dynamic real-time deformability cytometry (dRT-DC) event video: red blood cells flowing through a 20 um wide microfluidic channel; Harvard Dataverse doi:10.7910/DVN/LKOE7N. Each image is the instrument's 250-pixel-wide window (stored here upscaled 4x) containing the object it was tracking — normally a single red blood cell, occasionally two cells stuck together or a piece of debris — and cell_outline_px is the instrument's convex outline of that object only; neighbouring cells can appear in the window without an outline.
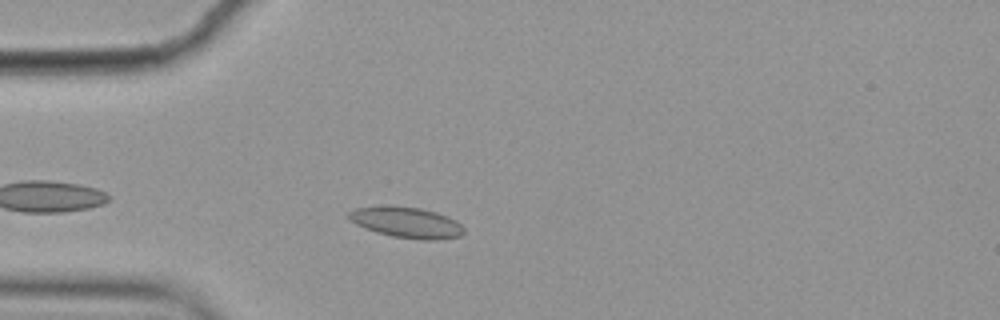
{"species": "common noctule bat (a hibernating species)", "species_latin": "Nyctalus noctula", "temperature_condition": "cold", "stored_images_in_passage": 3, "camera_frame_rate_fps": 3000, "um_per_image_px": 0.085, "animal": {"sex": "female", "body_mass_g": 19.9}, "frame": {"image": 1, "passage_image": 3, "time_ms": 0.667, "image_size_px": [1000, 320], "cell_outline_px": [[464, 232], [460, 236], [436, 240], [420, 240], [392, 236], [376, 232], [356, 224], [348, 220], [348, 212], [356, 208], [388, 204], [392, 204], [420, 208], [436, 212], [456, 220], [464, 228]], "centroid_in_image_um": [34.53, 18.89], "position_along_channel_um": 50.5, "area_um2": 20.98}}